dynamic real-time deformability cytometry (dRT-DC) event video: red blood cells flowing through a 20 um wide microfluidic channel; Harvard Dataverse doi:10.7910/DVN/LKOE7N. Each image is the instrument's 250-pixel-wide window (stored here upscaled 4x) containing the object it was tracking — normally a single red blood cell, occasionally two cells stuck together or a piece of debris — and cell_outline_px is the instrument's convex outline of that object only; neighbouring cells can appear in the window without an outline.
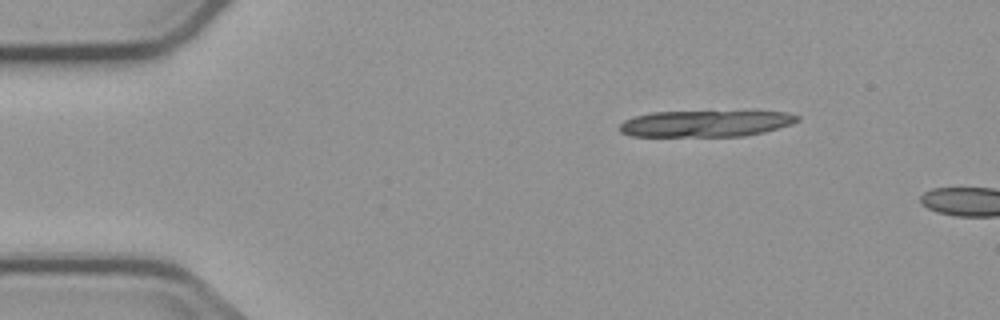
{"species": "common noctule bat (a hibernating species)", "species_latin": "Nyctalus noctula", "temperature_condition": "cold", "stored_images_in_passage": 2, "camera_frame_rate_fps": 3000, "um_per_image_px": 0.085, "animal": {"sex": "male", "body_mass_g": 23.1, "forearm_length_mm": 52.7}, "frame": {"image": 1, "passage_image": 1, "time_ms": 0.0, "image_size_px": [1000, 320], "cell_outline_px": [[800, 120], [792, 124], [764, 132], [744, 136], [632, 136], [620, 132], [620, 124], [624, 120], [636, 116], [652, 112], [788, 112], [800, 116]], "centroid_in_image_um": [59.99, 10.51], "position_along_channel_um": 25.0, "area_um2": 27.11}}